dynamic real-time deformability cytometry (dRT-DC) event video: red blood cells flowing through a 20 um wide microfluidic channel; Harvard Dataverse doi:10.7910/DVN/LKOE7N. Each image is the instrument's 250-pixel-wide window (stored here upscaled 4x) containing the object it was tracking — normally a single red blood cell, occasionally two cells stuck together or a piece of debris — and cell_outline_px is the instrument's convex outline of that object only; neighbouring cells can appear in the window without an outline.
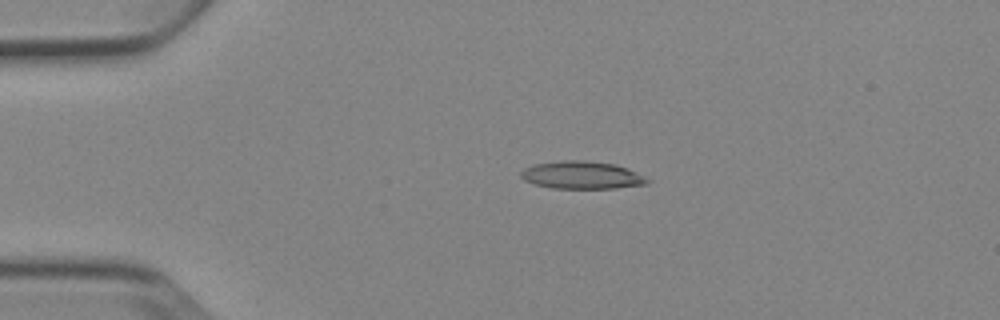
{"species": "Egyptian fruit bat (a non-hibernating species)", "species_latin": "Rousettus aegyptiacus", "temperature_condition": "cold", "stored_images_in_passage": 5, "camera_frame_rate_fps": 3000, "um_per_image_px": 0.085, "animal": {"sex": "female"}, "frame": {"image": 1, "passage_image": 4, "time_ms": 3.333, "image_size_px": [1000, 320], "cell_outline_px": [[652, 180], [644, 184], [616, 188], [552, 188], [536, 184], [524, 180], [520, 176], [520, 172], [524, 168], [532, 164], [564, 160], [584, 160], [616, 164], [628, 168]], "centroid_in_image_um": [49.45, 14.87], "position_along_channel_um": 35.6, "area_um2": 20.4}}